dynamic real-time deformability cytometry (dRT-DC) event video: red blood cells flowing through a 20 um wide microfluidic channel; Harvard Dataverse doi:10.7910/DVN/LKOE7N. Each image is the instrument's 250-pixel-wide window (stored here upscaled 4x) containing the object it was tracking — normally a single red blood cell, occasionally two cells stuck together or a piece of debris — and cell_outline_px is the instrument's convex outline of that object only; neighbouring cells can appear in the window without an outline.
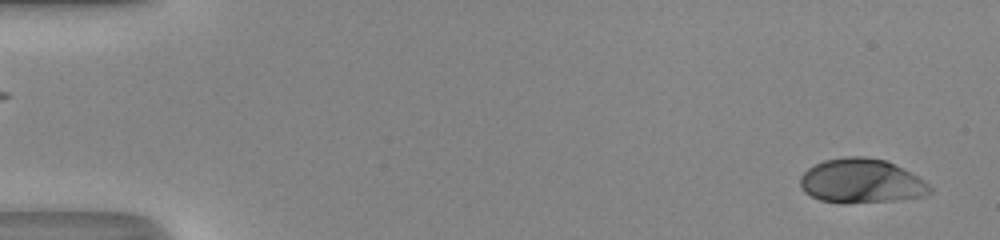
{"species": "human", "species_latin": "Homo sapiens", "temperature_condition": "room temperature", "stored_images_in_passage": 50, "camera_frame_rate_fps": 3000, "um_per_image_px": 0.085, "donor": {"sex": "male"}, "frame": {"image": 1, "passage_image": 2, "time_ms": 0.333, "image_size_px": [1000, 240], "cell_outline_px": [[932, 192], [924, 196], [892, 200], [844, 204], [820, 200], [804, 192], [800, 188], [800, 176], [808, 168], [824, 160], [844, 156], [864, 156], [884, 160], [924, 180], [932, 188]], "centroid_in_image_um": [73.16, 15.4], "position_along_channel_um": 11.8, "area_um2": 33.35}}
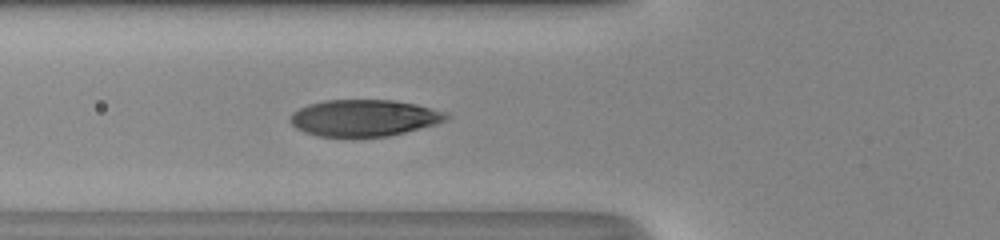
{"frame": {"image": 2, "passage_image": 19, "time_ms": 6.0, "image_size_px": [1000, 240], "cell_outline_px": [[452, 116], [448, 120], [436, 124], [388, 136], [360, 140], [316, 136], [304, 132], [296, 128], [288, 120], [292, 112], [308, 104], [324, 100], [396, 100], [416, 104], [448, 112]], "centroid_in_image_um": [30.94, 10.06], "position_along_channel_um": 94.9, "area_um2": 34.51}}
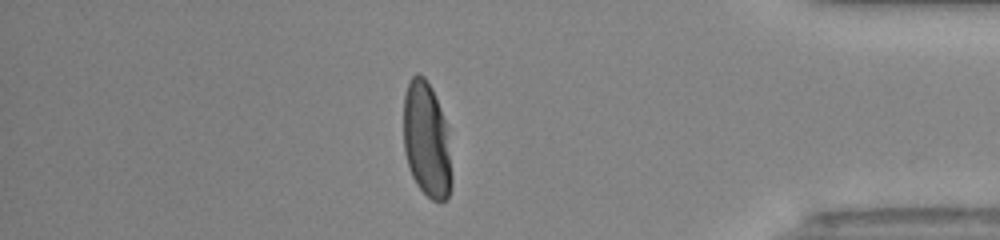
{"frame": {"image": 3, "passage_image": 43, "time_ms": 14.0, "image_size_px": [1000, 240], "cell_outline_px": [[452, 184], [448, 196], [440, 204], [432, 200], [416, 184], [412, 176], [404, 152], [404, 96], [408, 80], [416, 72], [424, 76], [432, 88], [448, 128], [452, 176]], "centroid_in_image_um": [36.27, 11.89], "position_along_channel_um": 398.9, "area_um2": 32.77}, "authors_computed_cell_mechanics": {"area_um2": 34.0731, "velocity_mm_per_s": 4.1943, "shape_relaxation_time_tau1_ms": 2.9906, "shape_relaxation_time_tau2_ms": null, "deformation_change_tau1": 0.2072, "deformation_change_tau2": null}}